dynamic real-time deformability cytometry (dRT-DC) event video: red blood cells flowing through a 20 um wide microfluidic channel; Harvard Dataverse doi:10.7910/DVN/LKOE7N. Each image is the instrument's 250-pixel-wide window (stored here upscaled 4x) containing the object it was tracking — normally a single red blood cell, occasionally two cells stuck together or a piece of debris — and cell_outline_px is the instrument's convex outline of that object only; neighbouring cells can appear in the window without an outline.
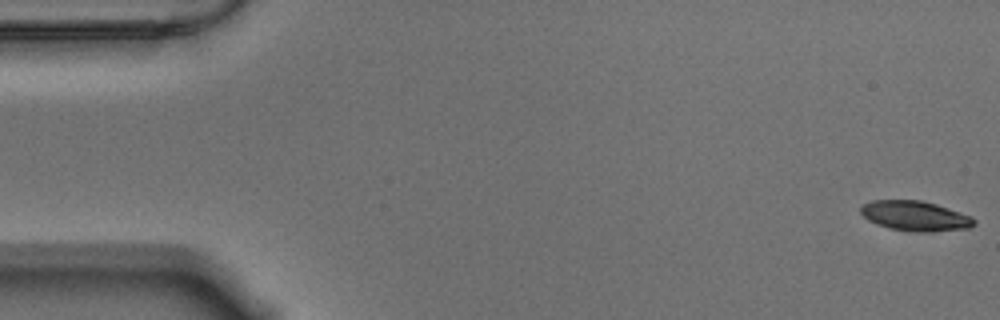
{"species": "Egyptian fruit bat (a non-hibernating species)", "species_latin": "Rousettus aegyptiacus", "temperature_condition": "warm", "stored_images_in_passage": 57, "camera_frame_rate_fps": 3000, "um_per_image_px": 0.085, "animal": {"sex": "male"}, "frame": {"image": 1, "passage_image": 1, "time_ms": 0.0, "image_size_px": [1000, 320], "cell_outline_px": [[976, 224], [968, 228], [928, 232], [916, 232], [888, 228], [876, 224], [868, 220], [860, 212], [860, 208], [864, 204], [872, 200], [920, 200], [936, 204], [972, 216], [976, 220]], "centroid_in_image_um": [77.79, 18.36], "position_along_channel_um": 7.2, "area_um2": 19.83}}
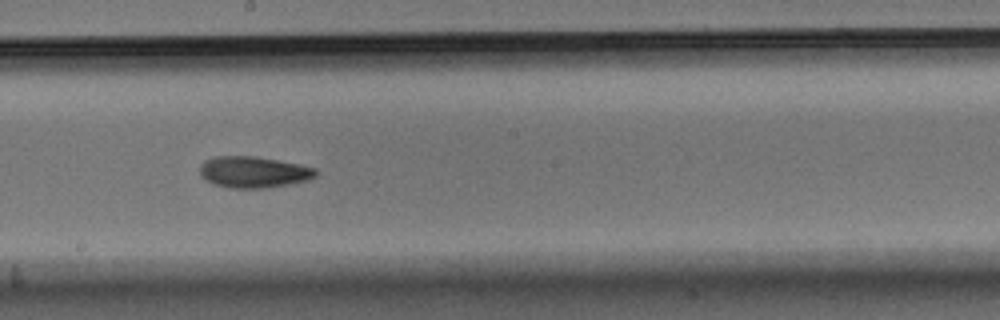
{"frame": {"image": 2, "passage_image": 31, "time_ms": 10.0, "image_size_px": [1000, 320], "cell_outline_px": [[316, 176], [308, 180], [288, 184], [264, 188], [228, 188], [212, 184], [204, 180], [200, 176], [200, 164], [204, 160], [212, 156], [256, 156], [300, 164], [316, 168]], "centroid_in_image_um": [21.5, 14.62], "position_along_channel_um": 226.7, "area_um2": 21.44}}
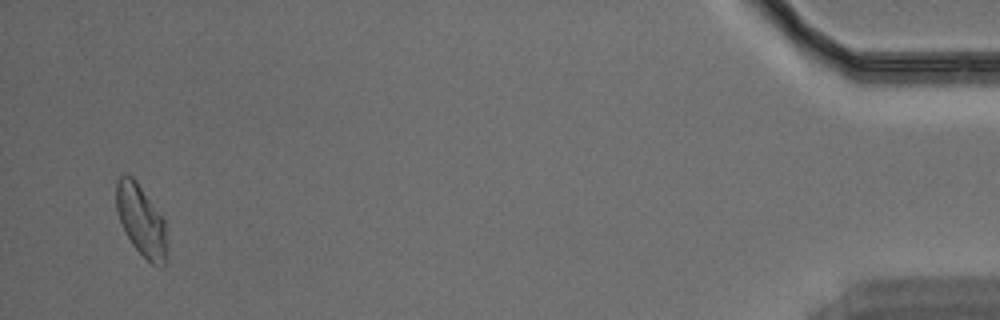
{"frame": {"image": 3, "passage_image": 55, "time_ms": 18.0, "image_size_px": [1000, 320], "cell_outline_px": [[168, 260], [164, 268], [160, 268], [152, 264], [132, 244], [120, 220], [116, 208], [116, 180], [120, 176], [132, 176], [136, 180], [164, 220], [168, 256]], "centroid_in_image_um": [12.03, 18.79], "position_along_channel_um": 423.2, "area_um2": 20.87}, "authors_computed_cell_mechanics": {"area_um2": 20.6346, "velocity_mm_per_s": 3.5237, "shape_relaxation_time_tau1_ms": 4.2852, "shape_relaxation_time_tau2_ms": null, "deformation_change_tau1": 0.1555, "deformation_change_tau2": null}}